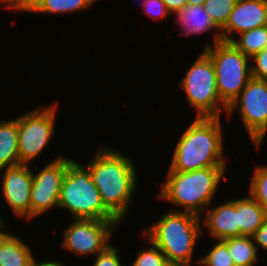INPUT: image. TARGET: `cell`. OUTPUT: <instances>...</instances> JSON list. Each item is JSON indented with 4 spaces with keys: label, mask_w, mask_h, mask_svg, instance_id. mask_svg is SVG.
I'll use <instances>...</instances> for the list:
<instances>
[{
    "label": "cell",
    "mask_w": 267,
    "mask_h": 266,
    "mask_svg": "<svg viewBox=\"0 0 267 266\" xmlns=\"http://www.w3.org/2000/svg\"><path fill=\"white\" fill-rule=\"evenodd\" d=\"M96 149L92 159L83 164L90 171L103 205L122 224L136 195L138 168L133 158L120 149L104 144Z\"/></svg>",
    "instance_id": "6da1fadb"
},
{
    "label": "cell",
    "mask_w": 267,
    "mask_h": 266,
    "mask_svg": "<svg viewBox=\"0 0 267 266\" xmlns=\"http://www.w3.org/2000/svg\"><path fill=\"white\" fill-rule=\"evenodd\" d=\"M194 118L178 137L168 168L190 172L207 167H228L221 117Z\"/></svg>",
    "instance_id": "7a4b0ae2"
},
{
    "label": "cell",
    "mask_w": 267,
    "mask_h": 266,
    "mask_svg": "<svg viewBox=\"0 0 267 266\" xmlns=\"http://www.w3.org/2000/svg\"><path fill=\"white\" fill-rule=\"evenodd\" d=\"M226 170L227 167H207L190 172L167 169L165 182L159 185L160 191L157 192V198L161 199L160 202L172 204L169 210L190 212L201 216L214 201Z\"/></svg>",
    "instance_id": "3957f363"
},
{
    "label": "cell",
    "mask_w": 267,
    "mask_h": 266,
    "mask_svg": "<svg viewBox=\"0 0 267 266\" xmlns=\"http://www.w3.org/2000/svg\"><path fill=\"white\" fill-rule=\"evenodd\" d=\"M146 228L143 235L155 244L169 262H179L186 266L199 264L195 260L196 246L204 233L201 216L190 212L169 210L159 216ZM195 260V261H193Z\"/></svg>",
    "instance_id": "277c9868"
},
{
    "label": "cell",
    "mask_w": 267,
    "mask_h": 266,
    "mask_svg": "<svg viewBox=\"0 0 267 266\" xmlns=\"http://www.w3.org/2000/svg\"><path fill=\"white\" fill-rule=\"evenodd\" d=\"M58 208L68 210L72 219L118 221L103 205L88 168L75 159L67 165Z\"/></svg>",
    "instance_id": "5b68a950"
},
{
    "label": "cell",
    "mask_w": 267,
    "mask_h": 266,
    "mask_svg": "<svg viewBox=\"0 0 267 266\" xmlns=\"http://www.w3.org/2000/svg\"><path fill=\"white\" fill-rule=\"evenodd\" d=\"M179 86L189 107L196 110L195 117H222L227 113L228 107L220 100L217 90L213 62L203 50L188 67Z\"/></svg>",
    "instance_id": "8992f818"
},
{
    "label": "cell",
    "mask_w": 267,
    "mask_h": 266,
    "mask_svg": "<svg viewBox=\"0 0 267 266\" xmlns=\"http://www.w3.org/2000/svg\"><path fill=\"white\" fill-rule=\"evenodd\" d=\"M212 60L220 100L228 107L252 78L250 58L231 42L204 44L202 49Z\"/></svg>",
    "instance_id": "52a82bcc"
},
{
    "label": "cell",
    "mask_w": 267,
    "mask_h": 266,
    "mask_svg": "<svg viewBox=\"0 0 267 266\" xmlns=\"http://www.w3.org/2000/svg\"><path fill=\"white\" fill-rule=\"evenodd\" d=\"M58 104V101L50 105L42 104L17 116L20 164H33L58 133L55 130Z\"/></svg>",
    "instance_id": "ba28073f"
},
{
    "label": "cell",
    "mask_w": 267,
    "mask_h": 266,
    "mask_svg": "<svg viewBox=\"0 0 267 266\" xmlns=\"http://www.w3.org/2000/svg\"><path fill=\"white\" fill-rule=\"evenodd\" d=\"M233 112H238L241 116L251 145L256 150L261 149L267 137V81L252 77L239 96L228 106L226 118L230 120Z\"/></svg>",
    "instance_id": "9c48e42d"
},
{
    "label": "cell",
    "mask_w": 267,
    "mask_h": 266,
    "mask_svg": "<svg viewBox=\"0 0 267 266\" xmlns=\"http://www.w3.org/2000/svg\"><path fill=\"white\" fill-rule=\"evenodd\" d=\"M118 225L119 221L72 219L63 229L61 250L78 257L96 256L111 245Z\"/></svg>",
    "instance_id": "30bf717a"
},
{
    "label": "cell",
    "mask_w": 267,
    "mask_h": 266,
    "mask_svg": "<svg viewBox=\"0 0 267 266\" xmlns=\"http://www.w3.org/2000/svg\"><path fill=\"white\" fill-rule=\"evenodd\" d=\"M69 156L56 155L45 162L38 172L32 169L33 181L30 195V221L44 216L50 210L58 209L61 184L67 171V165L73 160ZM47 163V164H46Z\"/></svg>",
    "instance_id": "8fae6325"
},
{
    "label": "cell",
    "mask_w": 267,
    "mask_h": 266,
    "mask_svg": "<svg viewBox=\"0 0 267 266\" xmlns=\"http://www.w3.org/2000/svg\"><path fill=\"white\" fill-rule=\"evenodd\" d=\"M32 166L19 164L0 170L1 196L15 218L30 222V195L32 189Z\"/></svg>",
    "instance_id": "7c38bea8"
},
{
    "label": "cell",
    "mask_w": 267,
    "mask_h": 266,
    "mask_svg": "<svg viewBox=\"0 0 267 266\" xmlns=\"http://www.w3.org/2000/svg\"><path fill=\"white\" fill-rule=\"evenodd\" d=\"M267 25V0H237L225 26L222 41L231 42L237 33Z\"/></svg>",
    "instance_id": "4fadbf2b"
},
{
    "label": "cell",
    "mask_w": 267,
    "mask_h": 266,
    "mask_svg": "<svg viewBox=\"0 0 267 266\" xmlns=\"http://www.w3.org/2000/svg\"><path fill=\"white\" fill-rule=\"evenodd\" d=\"M201 224L214 240L239 236L237 211L229 199L217 205L213 201L201 215Z\"/></svg>",
    "instance_id": "5bb4252c"
},
{
    "label": "cell",
    "mask_w": 267,
    "mask_h": 266,
    "mask_svg": "<svg viewBox=\"0 0 267 266\" xmlns=\"http://www.w3.org/2000/svg\"><path fill=\"white\" fill-rule=\"evenodd\" d=\"M174 23L177 24V29L181 28L180 35L202 37L207 33H213V43L222 41L221 30L213 22L209 14L206 12L203 5H185L180 11L172 15ZM214 31V32H213ZM199 35V36H198Z\"/></svg>",
    "instance_id": "9a60e30c"
},
{
    "label": "cell",
    "mask_w": 267,
    "mask_h": 266,
    "mask_svg": "<svg viewBox=\"0 0 267 266\" xmlns=\"http://www.w3.org/2000/svg\"><path fill=\"white\" fill-rule=\"evenodd\" d=\"M237 211L239 236L252 237L267 216L264 207L250 194L230 199Z\"/></svg>",
    "instance_id": "2e32d148"
},
{
    "label": "cell",
    "mask_w": 267,
    "mask_h": 266,
    "mask_svg": "<svg viewBox=\"0 0 267 266\" xmlns=\"http://www.w3.org/2000/svg\"><path fill=\"white\" fill-rule=\"evenodd\" d=\"M31 248L7 228L0 235V266H30L36 257Z\"/></svg>",
    "instance_id": "e0dca14e"
},
{
    "label": "cell",
    "mask_w": 267,
    "mask_h": 266,
    "mask_svg": "<svg viewBox=\"0 0 267 266\" xmlns=\"http://www.w3.org/2000/svg\"><path fill=\"white\" fill-rule=\"evenodd\" d=\"M17 117L0 120V170L19 165Z\"/></svg>",
    "instance_id": "ac0fdd59"
},
{
    "label": "cell",
    "mask_w": 267,
    "mask_h": 266,
    "mask_svg": "<svg viewBox=\"0 0 267 266\" xmlns=\"http://www.w3.org/2000/svg\"><path fill=\"white\" fill-rule=\"evenodd\" d=\"M228 247L235 266H255L259 261L256 245L250 236L231 237L222 240Z\"/></svg>",
    "instance_id": "d6986e66"
},
{
    "label": "cell",
    "mask_w": 267,
    "mask_h": 266,
    "mask_svg": "<svg viewBox=\"0 0 267 266\" xmlns=\"http://www.w3.org/2000/svg\"><path fill=\"white\" fill-rule=\"evenodd\" d=\"M100 0H41L29 13L41 15H68L90 10Z\"/></svg>",
    "instance_id": "ffe728a7"
},
{
    "label": "cell",
    "mask_w": 267,
    "mask_h": 266,
    "mask_svg": "<svg viewBox=\"0 0 267 266\" xmlns=\"http://www.w3.org/2000/svg\"><path fill=\"white\" fill-rule=\"evenodd\" d=\"M231 43L244 55L251 58L267 48V25L240 33Z\"/></svg>",
    "instance_id": "44dd1931"
},
{
    "label": "cell",
    "mask_w": 267,
    "mask_h": 266,
    "mask_svg": "<svg viewBox=\"0 0 267 266\" xmlns=\"http://www.w3.org/2000/svg\"><path fill=\"white\" fill-rule=\"evenodd\" d=\"M249 182L248 192L267 211V165L256 164Z\"/></svg>",
    "instance_id": "7402d4cb"
},
{
    "label": "cell",
    "mask_w": 267,
    "mask_h": 266,
    "mask_svg": "<svg viewBox=\"0 0 267 266\" xmlns=\"http://www.w3.org/2000/svg\"><path fill=\"white\" fill-rule=\"evenodd\" d=\"M214 246L200 256V266H235L227 245L222 240H214Z\"/></svg>",
    "instance_id": "603a6c76"
},
{
    "label": "cell",
    "mask_w": 267,
    "mask_h": 266,
    "mask_svg": "<svg viewBox=\"0 0 267 266\" xmlns=\"http://www.w3.org/2000/svg\"><path fill=\"white\" fill-rule=\"evenodd\" d=\"M236 2L237 0H205L203 6L213 22L221 30L225 26Z\"/></svg>",
    "instance_id": "cb8c5ba5"
},
{
    "label": "cell",
    "mask_w": 267,
    "mask_h": 266,
    "mask_svg": "<svg viewBox=\"0 0 267 266\" xmlns=\"http://www.w3.org/2000/svg\"><path fill=\"white\" fill-rule=\"evenodd\" d=\"M146 247L137 250L136 257L131 266H163L167 261L161 250L143 235Z\"/></svg>",
    "instance_id": "d4e9b609"
},
{
    "label": "cell",
    "mask_w": 267,
    "mask_h": 266,
    "mask_svg": "<svg viewBox=\"0 0 267 266\" xmlns=\"http://www.w3.org/2000/svg\"><path fill=\"white\" fill-rule=\"evenodd\" d=\"M119 251L118 247L109 245L103 252L96 255L92 266H123L124 262L119 256Z\"/></svg>",
    "instance_id": "484cf974"
},
{
    "label": "cell",
    "mask_w": 267,
    "mask_h": 266,
    "mask_svg": "<svg viewBox=\"0 0 267 266\" xmlns=\"http://www.w3.org/2000/svg\"><path fill=\"white\" fill-rule=\"evenodd\" d=\"M143 13L152 20L170 19L172 14L162 0H149L141 5Z\"/></svg>",
    "instance_id": "4316f807"
},
{
    "label": "cell",
    "mask_w": 267,
    "mask_h": 266,
    "mask_svg": "<svg viewBox=\"0 0 267 266\" xmlns=\"http://www.w3.org/2000/svg\"><path fill=\"white\" fill-rule=\"evenodd\" d=\"M253 78L267 81V48L250 58Z\"/></svg>",
    "instance_id": "83f0119b"
},
{
    "label": "cell",
    "mask_w": 267,
    "mask_h": 266,
    "mask_svg": "<svg viewBox=\"0 0 267 266\" xmlns=\"http://www.w3.org/2000/svg\"><path fill=\"white\" fill-rule=\"evenodd\" d=\"M252 238L258 253L261 249L267 252V216L264 219L263 224L257 229Z\"/></svg>",
    "instance_id": "f1b7e54d"
},
{
    "label": "cell",
    "mask_w": 267,
    "mask_h": 266,
    "mask_svg": "<svg viewBox=\"0 0 267 266\" xmlns=\"http://www.w3.org/2000/svg\"><path fill=\"white\" fill-rule=\"evenodd\" d=\"M162 2L172 15L188 4L187 0H162Z\"/></svg>",
    "instance_id": "f546056e"
},
{
    "label": "cell",
    "mask_w": 267,
    "mask_h": 266,
    "mask_svg": "<svg viewBox=\"0 0 267 266\" xmlns=\"http://www.w3.org/2000/svg\"><path fill=\"white\" fill-rule=\"evenodd\" d=\"M41 0H24L14 11L29 13Z\"/></svg>",
    "instance_id": "4dcf8cb0"
},
{
    "label": "cell",
    "mask_w": 267,
    "mask_h": 266,
    "mask_svg": "<svg viewBox=\"0 0 267 266\" xmlns=\"http://www.w3.org/2000/svg\"><path fill=\"white\" fill-rule=\"evenodd\" d=\"M34 266H67L63 261L60 262V260H43L40 261L37 257L34 260Z\"/></svg>",
    "instance_id": "1f68e13d"
},
{
    "label": "cell",
    "mask_w": 267,
    "mask_h": 266,
    "mask_svg": "<svg viewBox=\"0 0 267 266\" xmlns=\"http://www.w3.org/2000/svg\"><path fill=\"white\" fill-rule=\"evenodd\" d=\"M24 0H0L5 10H15Z\"/></svg>",
    "instance_id": "d6a6232c"
},
{
    "label": "cell",
    "mask_w": 267,
    "mask_h": 266,
    "mask_svg": "<svg viewBox=\"0 0 267 266\" xmlns=\"http://www.w3.org/2000/svg\"><path fill=\"white\" fill-rule=\"evenodd\" d=\"M191 5H204L205 0H187Z\"/></svg>",
    "instance_id": "836d02e7"
},
{
    "label": "cell",
    "mask_w": 267,
    "mask_h": 266,
    "mask_svg": "<svg viewBox=\"0 0 267 266\" xmlns=\"http://www.w3.org/2000/svg\"><path fill=\"white\" fill-rule=\"evenodd\" d=\"M163 266H186L182 263H179V262H169V261H166Z\"/></svg>",
    "instance_id": "e575fe53"
},
{
    "label": "cell",
    "mask_w": 267,
    "mask_h": 266,
    "mask_svg": "<svg viewBox=\"0 0 267 266\" xmlns=\"http://www.w3.org/2000/svg\"><path fill=\"white\" fill-rule=\"evenodd\" d=\"M7 223L0 222V235L7 229Z\"/></svg>",
    "instance_id": "d590c367"
},
{
    "label": "cell",
    "mask_w": 267,
    "mask_h": 266,
    "mask_svg": "<svg viewBox=\"0 0 267 266\" xmlns=\"http://www.w3.org/2000/svg\"><path fill=\"white\" fill-rule=\"evenodd\" d=\"M1 212V211H0ZM2 214H0V222H2V223H6L5 222V220H4V218L1 216Z\"/></svg>",
    "instance_id": "8d00e7d4"
},
{
    "label": "cell",
    "mask_w": 267,
    "mask_h": 266,
    "mask_svg": "<svg viewBox=\"0 0 267 266\" xmlns=\"http://www.w3.org/2000/svg\"><path fill=\"white\" fill-rule=\"evenodd\" d=\"M139 1H141V2H140V5H142L143 3H146V2L149 1V0H139Z\"/></svg>",
    "instance_id": "74e56055"
}]
</instances>
